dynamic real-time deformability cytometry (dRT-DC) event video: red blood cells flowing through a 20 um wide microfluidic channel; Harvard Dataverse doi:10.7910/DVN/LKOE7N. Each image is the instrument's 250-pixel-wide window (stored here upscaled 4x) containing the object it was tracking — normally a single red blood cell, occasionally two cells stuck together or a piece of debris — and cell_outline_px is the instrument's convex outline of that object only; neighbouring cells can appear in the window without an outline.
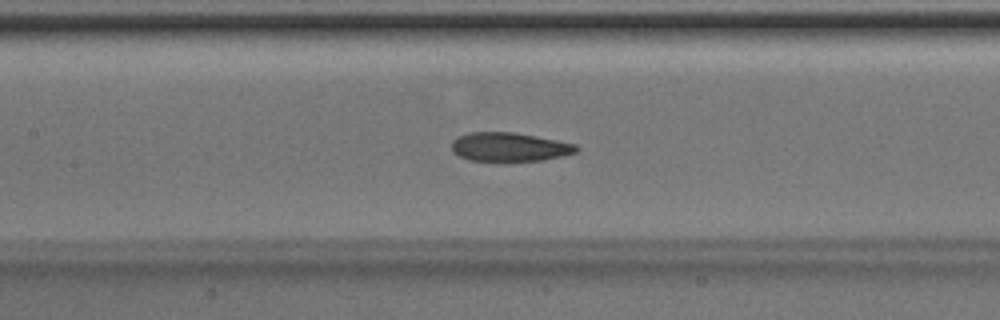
{"species": "Egyptian fruit bat (a non-hibernating species)", "species_latin": "Rousettus aegyptiacus", "temperature_condition": "room temperature", "stored_images_in_passage": 48, "camera_frame_rate_fps": 3000, "um_per_image_px": 0.085, "animal": {"sex": "male"}, "frame": {"image": 1, "passage_image": 21, "time_ms": 6.667, "image_size_px": [1000, 320], "cell_outline_px": [[580, 148], [576, 152], [564, 156], [544, 160], [468, 160], [452, 152], [452, 140], [468, 132], [512, 132], [556, 140], [576, 144]], "centroid_in_image_um": [43.31, 12.48], "position_along_channel_um": 164.1, "area_um2": 20.75}}
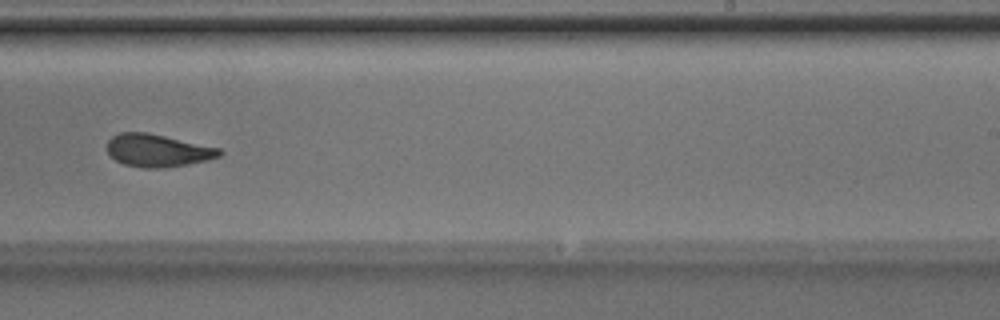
{"frame": {"image": 2, "passage_image": 29, "time_ms": 9.333, "image_size_px": [1000, 320], "cell_outline_px": [[224, 152], [220, 156], [208, 160], [188, 164], [164, 168], [144, 168], [124, 164], [116, 160], [108, 152], [108, 140], [112, 136], [120, 132], [148, 132], [220, 148]], "centroid_in_image_um": [13.42, 12.79], "position_along_channel_um": 275.6, "area_um2": 21.39}}
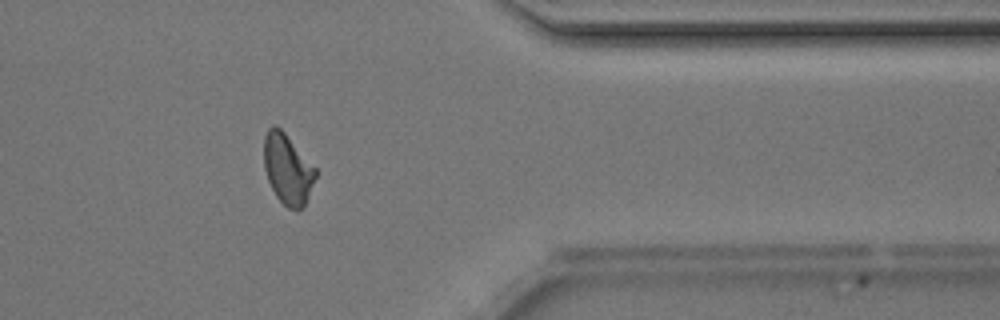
{"frame": {"image": 3, "passage_image": 38, "time_ms": 12.333, "image_size_px": [1000, 320], "cell_outline_px": [[316, 176], [308, 196], [304, 204], [296, 212], [288, 208], [276, 196], [268, 180], [264, 168], [264, 136], [268, 128], [272, 124], [276, 124], [284, 132], [316, 168]], "centroid_in_image_um": [24.42, 14.35], "position_along_channel_um": 387.0, "area_um2": 20.98}, "authors_computed_cell_mechanics": {"area_um2": 21.5883, "velocity_mm_per_s": 4.2073, "shape_relaxation_time_tau1_ms": 6.0908, "shape_relaxation_time_tau2_ms": 1.7734, "deformation_change_tau1": 0.1845, "deformation_change_tau2": 0.0811}}